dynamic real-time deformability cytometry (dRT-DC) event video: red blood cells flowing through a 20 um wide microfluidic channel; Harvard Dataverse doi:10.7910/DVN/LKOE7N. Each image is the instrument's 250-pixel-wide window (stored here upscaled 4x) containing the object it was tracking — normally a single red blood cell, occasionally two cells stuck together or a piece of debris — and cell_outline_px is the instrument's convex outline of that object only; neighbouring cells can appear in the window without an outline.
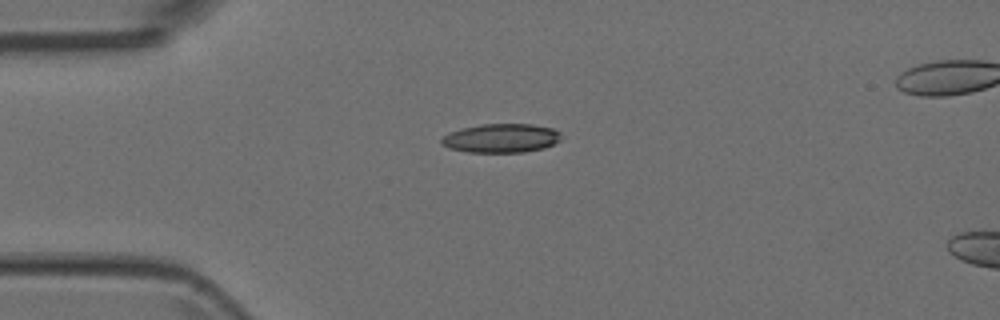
{"species": "Egyptian fruit bat (a non-hibernating species)", "species_latin": "Rousettus aegyptiacus", "temperature_condition": "room temperature", "stored_images_in_passage": 8, "camera_frame_rate_fps": 3000, "um_per_image_px": 0.085, "animal": {"sex": "female"}, "frame": {"image": 1, "passage_image": 2, "time_ms": 0.333, "image_size_px": [1000, 320], "cell_outline_px": [[564, 136], [560, 140], [544, 148], [524, 152], [468, 152], [448, 148], [440, 144], [440, 140], [448, 132], [460, 128], [480, 124], [532, 124], [552, 128], [560, 132]], "centroid_in_image_um": [42.58, 11.74], "position_along_channel_um": 42.4, "area_um2": 20.4}}
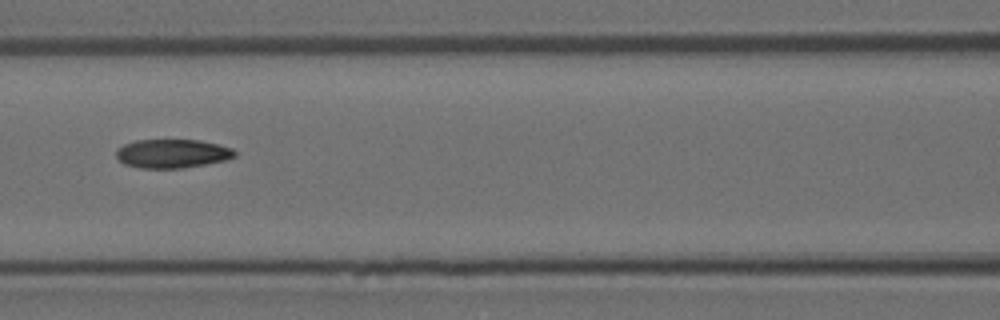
{"frame": {"image": 2, "passage_image": 5, "time_ms": 1.333, "image_size_px": [1000, 320], "cell_outline_px": [[236, 156], [224, 160], [204, 164], [180, 168], [140, 168], [124, 164], [116, 156], [116, 152], [124, 144], [136, 140], [200, 140], [220, 144], [232, 148], [236, 152]], "centroid_in_image_um": [14.66, 13.05], "position_along_channel_um": 151.9, "area_um2": 19.77}}
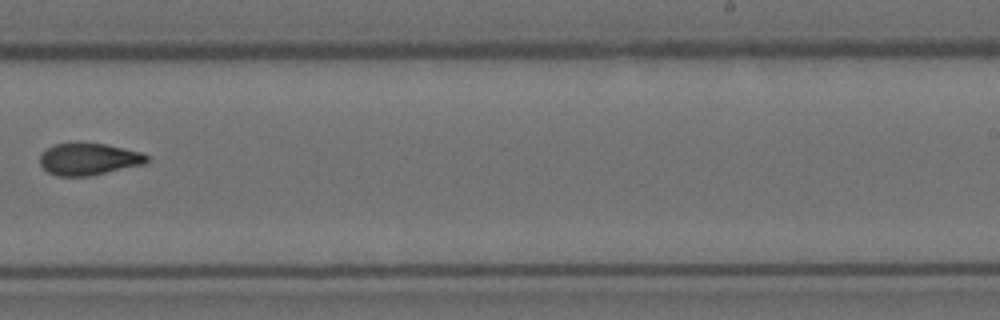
{"frame": {"image": 3, "passage_image": 8, "time_ms": 2.333, "image_size_px": [1000, 320], "cell_outline_px": [[148, 160], [144, 164], [92, 176], [56, 176], [48, 172], [40, 164], [40, 156], [48, 148], [56, 144], [80, 140], [104, 144], [124, 148], [140, 152], [148, 156]], "centroid_in_image_um": [7.53, 13.5], "position_along_channel_um": 281.5, "area_um2": 20.29}}